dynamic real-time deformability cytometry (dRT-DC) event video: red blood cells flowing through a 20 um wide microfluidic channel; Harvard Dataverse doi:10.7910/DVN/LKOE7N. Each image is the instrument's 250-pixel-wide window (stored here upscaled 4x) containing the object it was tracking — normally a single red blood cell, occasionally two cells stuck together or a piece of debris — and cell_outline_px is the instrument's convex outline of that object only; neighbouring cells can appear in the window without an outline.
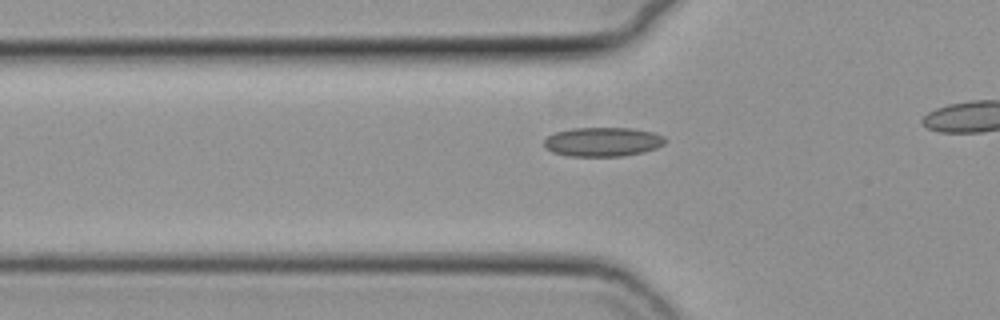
{"species": "common noctule bat (a hibernating species)", "species_latin": "Nyctalus noctula", "temperature_condition": "cold", "stored_images_in_passage": 20, "camera_frame_rate_fps": 3000, "um_per_image_px": 0.085, "animal": {"sex": "female", "body_mass_g": 19.3, "forearm_length_mm": 54.1}, "frame": {"image": 1, "passage_image": 4, "time_ms": 1.0, "image_size_px": [1000, 320], "cell_outline_px": [[668, 140], [664, 144], [656, 148], [644, 152], [624, 156], [568, 156], [552, 152], [544, 144], [544, 140], [548, 136], [556, 132], [572, 128], [632, 128], [652, 132], [664, 136]], "centroid_in_image_um": [51.27, 12.06], "position_along_channel_um": 74.5, "area_um2": 20.63}}
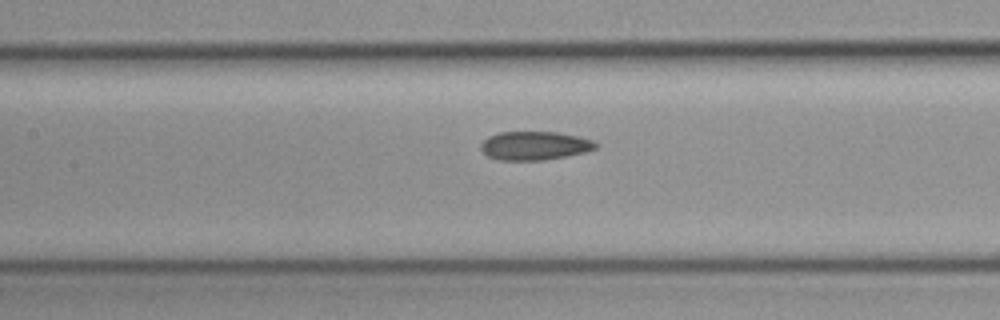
{"frame": {"image": 2, "passage_image": 11, "time_ms": 3.333, "image_size_px": [1000, 320], "cell_outline_px": [[600, 144], [596, 148], [584, 152], [568, 156], [544, 160], [496, 160], [488, 156], [480, 148], [480, 144], [488, 136], [500, 132], [560, 132], [580, 136], [592, 140]], "centroid_in_image_um": [45.46, 12.38], "position_along_channel_um": 161.9, "area_um2": 19.36}}
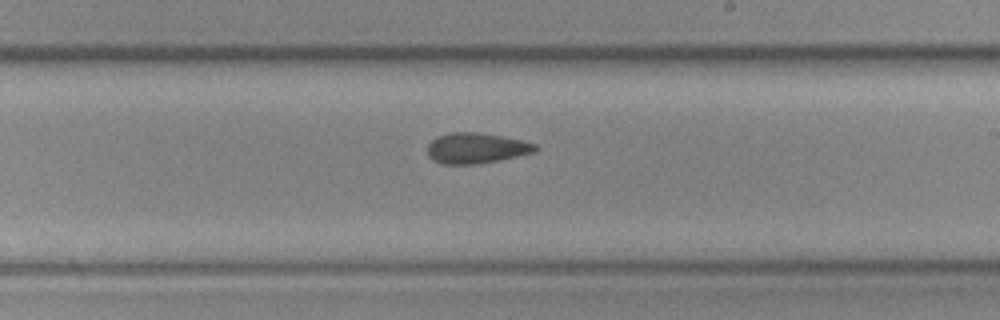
{"frame": {"image": 3, "passage_image": 18, "time_ms": 5.667, "image_size_px": [1000, 320], "cell_outline_px": [[540, 148], [536, 152], [500, 160], [476, 164], [444, 164], [432, 160], [428, 156], [428, 144], [436, 136], [452, 132], [476, 132], [500, 136], [520, 140], [536, 144]], "centroid_in_image_um": [40.48, 12.6], "position_along_channel_um": 248.5, "area_um2": 19.25}}